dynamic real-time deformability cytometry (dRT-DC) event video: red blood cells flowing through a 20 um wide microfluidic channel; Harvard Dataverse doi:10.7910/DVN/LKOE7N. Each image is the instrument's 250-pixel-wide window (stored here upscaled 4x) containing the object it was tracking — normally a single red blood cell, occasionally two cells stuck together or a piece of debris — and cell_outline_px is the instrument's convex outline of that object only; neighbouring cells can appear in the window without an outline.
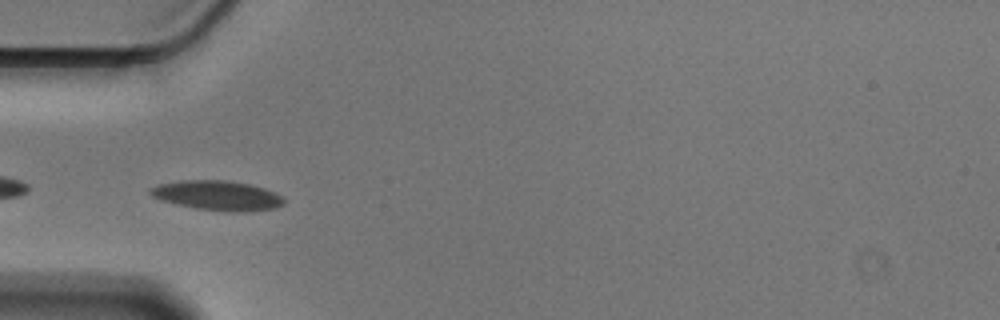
{"species": "Egyptian fruit bat (a non-hibernating species)", "species_latin": "Rousettus aegyptiacus", "temperature_condition": "cold", "stored_images_in_passage": 36, "camera_frame_rate_fps": 3000, "um_per_image_px": 0.085, "animal": {"sex": "male"}, "frame": {"image": 1, "passage_image": 2, "time_ms": 0.333, "image_size_px": [1000, 320], "cell_outline_px": [[284, 204], [276, 208], [248, 212], [224, 212], [196, 208], [176, 204], [160, 200], [152, 196], [148, 192], [148, 188], [156, 184], [180, 180], [228, 180], [248, 184], [264, 188], [276, 192], [284, 200]], "centroid_in_image_um": [18.45, 16.62], "position_along_channel_um": 66.5, "area_um2": 23.47}}
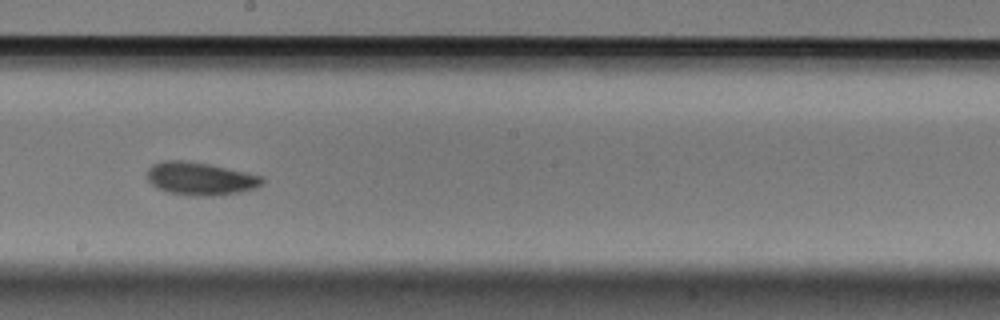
{"frame": {"image": 2, "passage_image": 16, "time_ms": 5.0, "image_size_px": [1000, 320], "cell_outline_px": [[264, 184], [256, 188], [240, 192], [220, 196], [188, 196], [168, 192], [156, 188], [148, 180], [148, 168], [152, 164], [164, 160], [188, 160], [208, 164], [264, 176]], "centroid_in_image_um": [17.04, 15.19], "position_along_channel_um": 231.2, "area_um2": 22.43}}
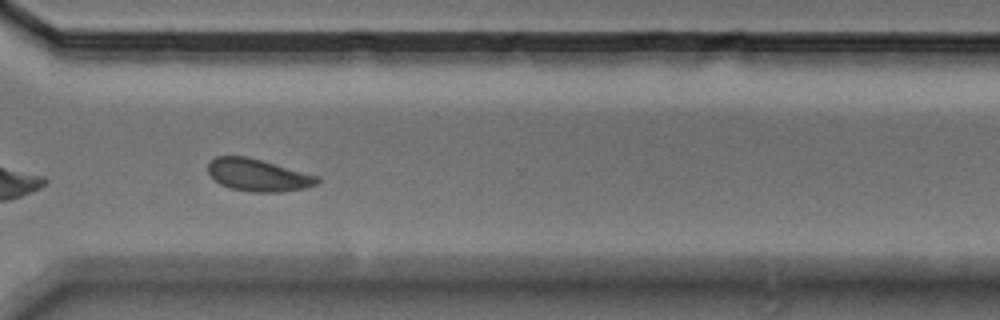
{"frame": {"image": 3, "passage_image": 26, "time_ms": 8.333, "image_size_px": [1000, 320], "cell_outline_px": [[320, 180], [316, 184], [304, 188], [280, 192], [252, 192], [232, 188], [220, 184], [208, 172], [208, 164], [216, 156], [244, 156], [260, 160], [320, 176]], "centroid_in_image_um": [21.95, 14.88], "position_along_channel_um": 348.7, "area_um2": 20.29}, "authors_computed_cell_mechanics": {"area_um2": 20.6924, "velocity_mm_per_s": 3.5261, "shape_relaxation_time_tau1_ms": 4.8345, "shape_relaxation_time_tau2_ms": 5.5695, "deformation_change_tau1": 0.1059, "deformation_change_tau2": 0.1023}}